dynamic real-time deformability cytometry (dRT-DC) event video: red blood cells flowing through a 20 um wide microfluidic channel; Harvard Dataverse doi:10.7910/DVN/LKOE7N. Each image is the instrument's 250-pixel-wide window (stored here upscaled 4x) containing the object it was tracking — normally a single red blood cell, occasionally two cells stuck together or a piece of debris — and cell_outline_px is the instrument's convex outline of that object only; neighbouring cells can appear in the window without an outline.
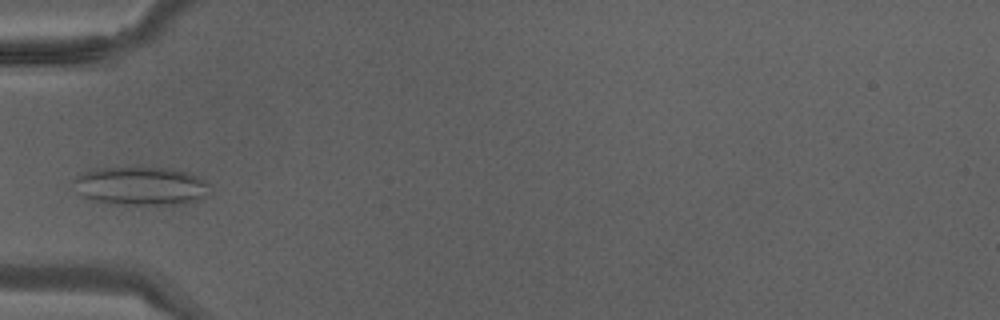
{"species": "Egyptian fruit bat (a non-hibernating species)", "species_latin": "Rousettus aegyptiacus", "temperature_condition": "warm", "stored_images_in_passage": 20, "camera_frame_rate_fps": 3000, "um_per_image_px": 0.085, "animal": {"sex": "male"}, "frame": {"image": 1, "passage_image": 1, "time_ms": 0.0, "image_size_px": [1000, 320], "cell_outline_px": [[212, 184], [204, 196], [200, 200], [188, 204], [124, 204], [96, 200], [84, 196], [76, 192], [72, 180], [76, 176], [92, 168], [164, 168], [188, 172], [200, 176]], "centroid_in_image_um": [12.01, 15.8], "position_along_channel_um": 73.0, "area_um2": 30.58}}
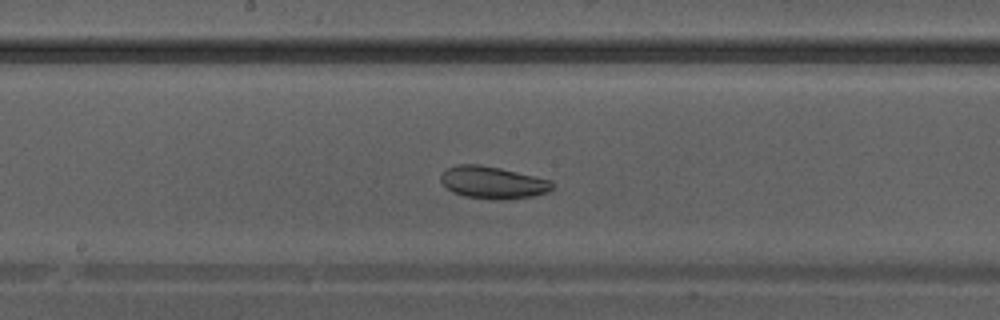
{"frame": {"image": 2, "passage_image": 9, "time_ms": 2.667, "image_size_px": [1000, 320], "cell_outline_px": [[552, 188], [548, 192], [532, 196], [508, 200], [504, 200], [464, 196], [452, 192], [440, 180], [440, 176], [448, 168], [460, 164], [480, 164], [500, 168], [552, 180]], "centroid_in_image_um": [41.9, 15.51], "position_along_channel_um": 206.3, "area_um2": 20.81}}
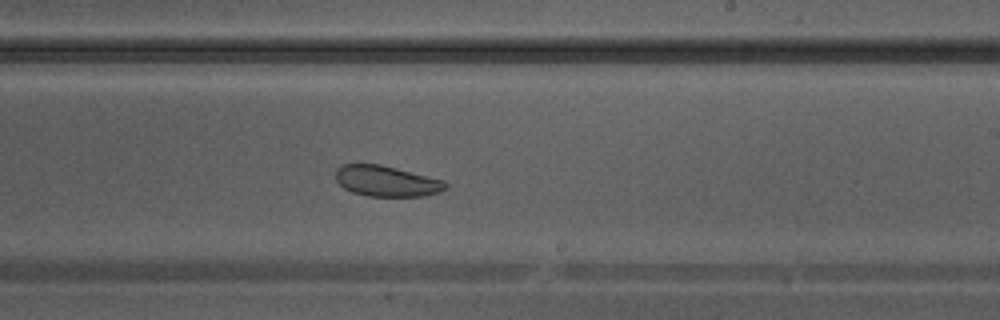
{"frame": {"image": 3, "passage_image": 12, "time_ms": 3.667, "image_size_px": [1000, 320], "cell_outline_px": [[448, 188], [440, 192], [424, 196], [368, 196], [352, 192], [344, 188], [336, 180], [336, 168], [344, 164], [380, 164], [444, 180], [448, 184]], "centroid_in_image_um": [32.87, 15.4], "position_along_channel_um": 256.1, "area_um2": 19.71}}